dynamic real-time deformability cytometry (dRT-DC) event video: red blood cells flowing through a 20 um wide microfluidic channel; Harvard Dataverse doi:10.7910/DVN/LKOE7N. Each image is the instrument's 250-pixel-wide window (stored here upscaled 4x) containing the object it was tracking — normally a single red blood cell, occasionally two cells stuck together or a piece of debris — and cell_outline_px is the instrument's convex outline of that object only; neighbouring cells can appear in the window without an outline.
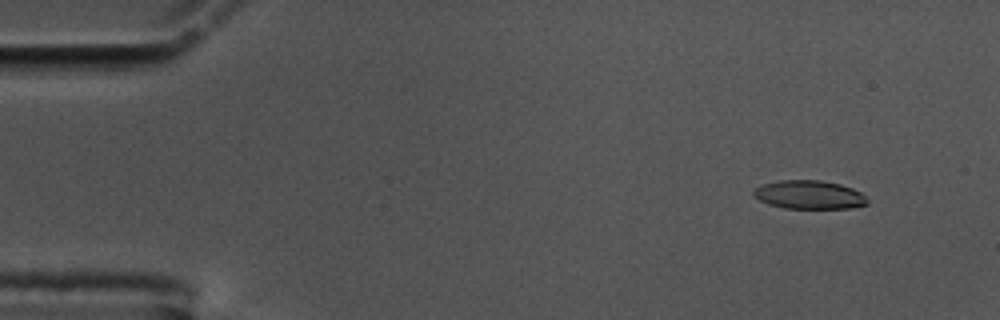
{"species": "common noctule bat (a hibernating species)", "species_latin": "Nyctalus noctula", "temperature_condition": "cold", "stored_images_in_passage": 54, "segment_of_instrument_passage": [1, 2], "camera_frame_rate_fps": 3000, "um_per_image_px": 0.085, "animal": {"sex": "male", "body_mass_g": 17.5, "forearm_length_mm": 52.3}, "frame": {"image": 1, "passage_image": 5, "time_ms": 1.333, "image_size_px": [1000, 320], "cell_outline_px": [[868, 204], [848, 208], [784, 208], [768, 204], [760, 200], [752, 192], [756, 188], [764, 184], [780, 180], [820, 180], [840, 184], [852, 188], [860, 192], [868, 200]], "centroid_in_image_um": [68.79, 16.55], "position_along_channel_um": 16.2, "area_um2": 18.73}}
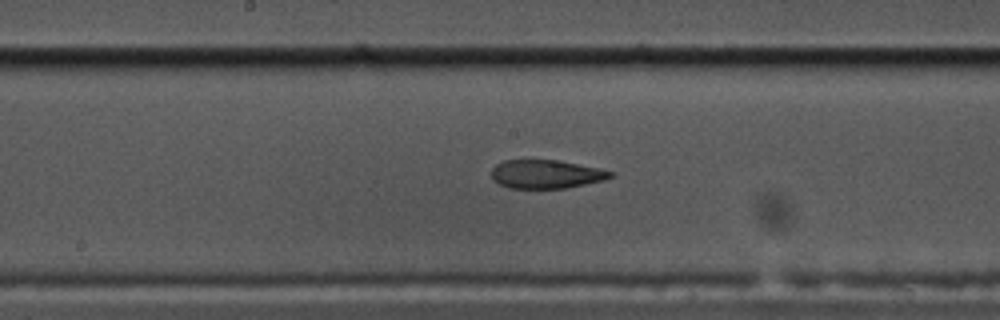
{"frame": {"image": 2, "passage_image": 29, "time_ms": 9.333, "image_size_px": [1000, 320], "cell_outline_px": [[616, 172], [612, 176], [604, 180], [564, 188], [508, 188], [492, 180], [492, 168], [496, 164], [504, 160], [556, 160]], "centroid_in_image_um": [46.38, 14.8], "position_along_channel_um": 201.8, "area_um2": 19.59}}
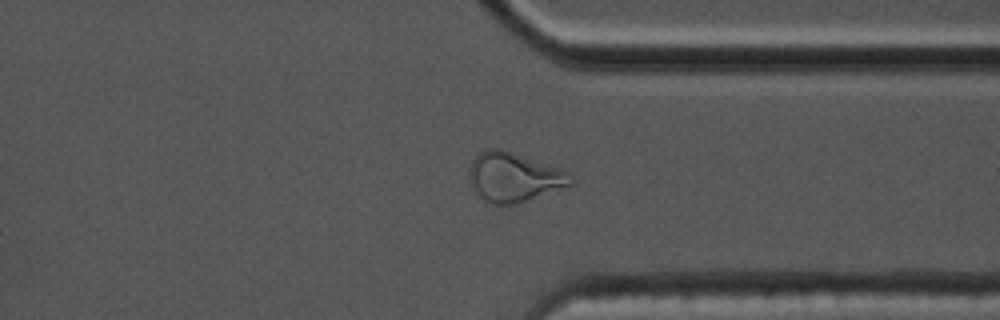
{"frame": {"image": 3, "passage_image": 43, "time_ms": 14.0, "image_size_px": [1000, 320], "cell_outline_px": [[576, 180], [572, 184], [516, 204], [492, 204], [484, 200], [476, 192], [472, 184], [468, 172], [472, 160], [480, 152], [488, 148], [500, 148], [572, 172]], "centroid_in_image_um": [43.71, 15.04], "position_along_channel_um": 367.7, "area_um2": 29.07}}